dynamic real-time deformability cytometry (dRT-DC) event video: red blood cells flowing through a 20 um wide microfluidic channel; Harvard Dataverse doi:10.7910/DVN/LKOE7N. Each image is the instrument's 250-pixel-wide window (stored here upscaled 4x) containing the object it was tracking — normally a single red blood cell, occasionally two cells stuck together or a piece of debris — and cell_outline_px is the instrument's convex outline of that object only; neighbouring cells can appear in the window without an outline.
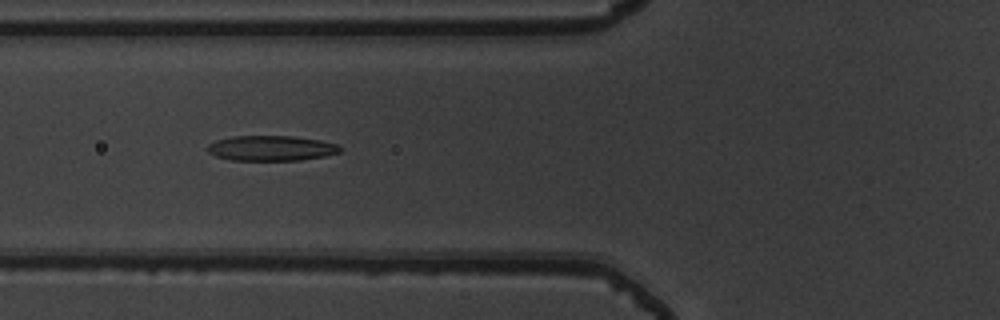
{"species": "common noctule bat (a hibernating species)", "species_latin": "Nyctalus noctula", "temperature_condition": "warm", "stored_images_in_passage": 52, "camera_frame_rate_fps": 3000, "um_per_image_px": 0.085, "animal": {"sex": "male", "body_mass_g": 19.5, "forearm_length_mm": 54.6}, "frame": {"image": 1, "passage_image": 20, "time_ms": 6.333, "image_size_px": [1000, 320], "cell_outline_px": [[340, 152], [324, 156], [300, 160], [232, 160], [216, 156], [208, 152], [208, 144], [216, 140], [232, 136], [292, 136], [320, 140], [336, 144], [340, 148]], "centroid_in_image_um": [23.03, 12.59], "position_along_channel_um": 102.8, "area_um2": 19.31}}
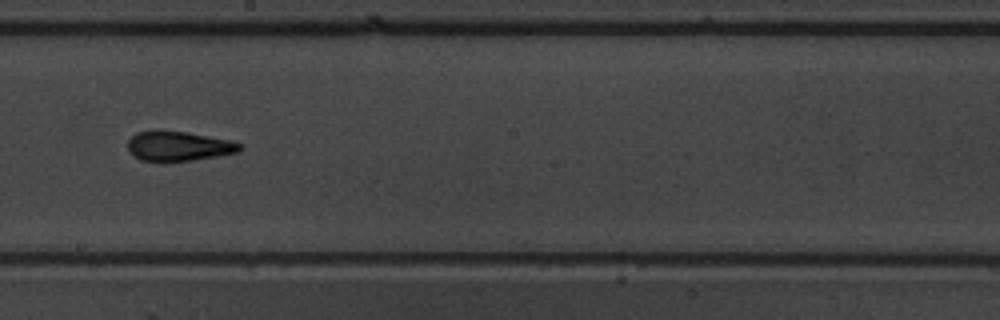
{"frame": {"image": 2, "passage_image": 30, "time_ms": 9.667, "image_size_px": [1000, 320], "cell_outline_px": [[244, 148], [240, 152], [192, 160], [164, 164], [160, 164], [140, 160], [132, 156], [128, 152], [128, 140], [136, 132], [152, 128], [156, 128], [188, 132], [228, 140], [240, 144]], "centroid_in_image_um": [15.07, 12.43], "position_along_channel_um": 233.1, "area_um2": 20.46}}
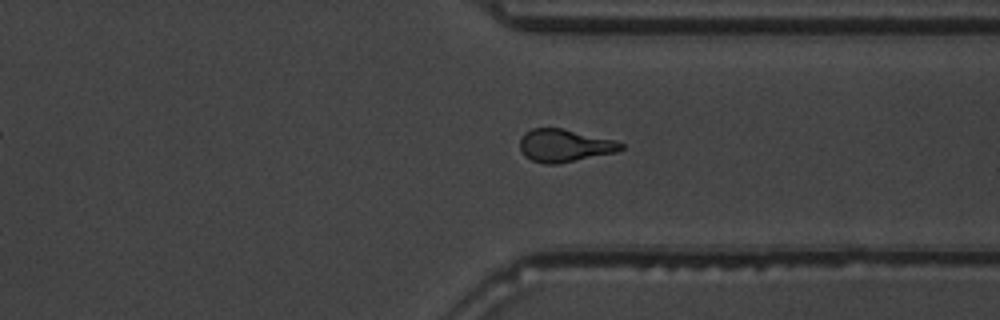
{"frame": {"image": 3, "passage_image": 40, "time_ms": 13.0, "image_size_px": [1000, 320], "cell_outline_px": [[624, 148], [616, 152], [556, 164], [544, 164], [532, 160], [524, 156], [520, 148], [520, 140], [524, 132], [532, 128], [560, 128], [616, 140], [624, 144]], "centroid_in_image_um": [47.97, 12.37], "position_along_channel_um": 363.4, "area_um2": 19.19}, "authors_computed_cell_mechanics": {"area_um2": 19.1607, "velocity_mm_per_s": 3.9086, "shape_relaxation_time_tau1_ms": 6.0822, "shape_relaxation_time_tau2_ms": 1.9451, "deformation_change_tau1": 0.2115, "deformation_change_tau2": 0.1176}}